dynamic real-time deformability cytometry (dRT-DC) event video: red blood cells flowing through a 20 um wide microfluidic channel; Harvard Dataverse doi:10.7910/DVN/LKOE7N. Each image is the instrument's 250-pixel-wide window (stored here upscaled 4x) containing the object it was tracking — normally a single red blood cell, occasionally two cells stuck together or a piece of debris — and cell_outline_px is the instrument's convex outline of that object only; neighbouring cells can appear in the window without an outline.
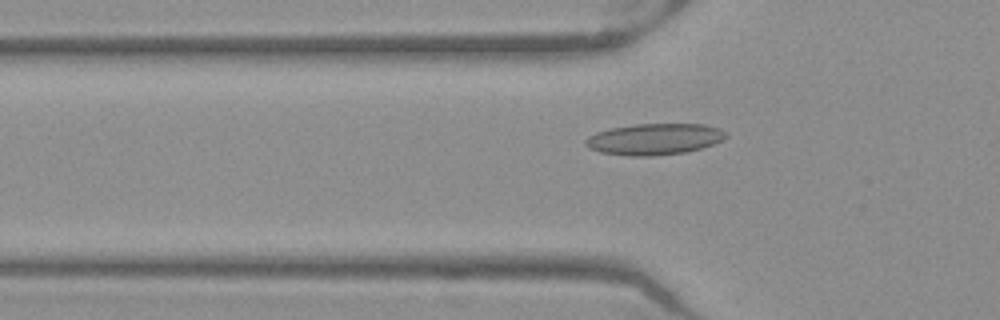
{"species": "Egyptian fruit bat (a non-hibernating species)", "species_latin": "Rousettus aegyptiacus", "temperature_condition": "warm", "stored_images_in_passage": 51, "camera_frame_rate_fps": 3000, "um_per_image_px": 0.085, "frame": {"image": 1, "passage_image": 17, "time_ms": 5.333, "image_size_px": [1000, 320], "cell_outline_px": [[728, 136], [724, 140], [700, 148], [684, 152], [652, 156], [628, 156], [600, 152], [588, 148], [584, 144], [584, 140], [588, 136], [596, 132], [608, 128], [632, 124], [704, 124], [720, 128], [728, 132]], "centroid_in_image_um": [55.61, 11.82], "position_along_channel_um": 70.2, "area_um2": 25.89}}
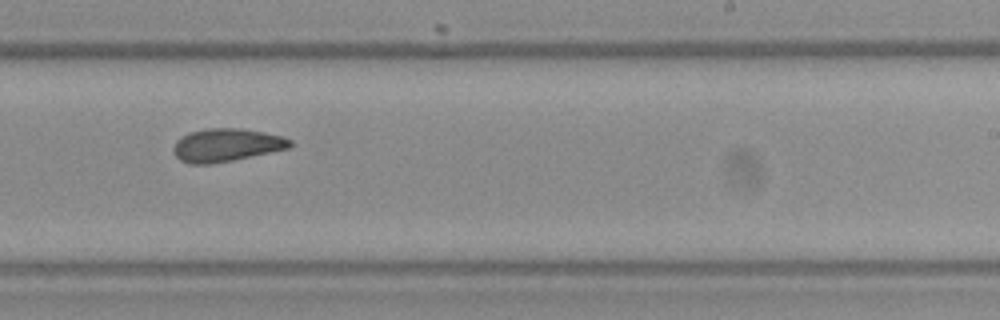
{"frame": {"image": 2, "passage_image": 32, "time_ms": 10.333, "image_size_px": [1000, 320], "cell_outline_px": [[292, 144], [288, 148], [232, 160], [212, 164], [188, 164], [180, 160], [172, 152], [172, 148], [176, 140], [188, 132], [208, 128], [240, 128], [264, 132], [280, 136], [292, 140]], "centroid_in_image_um": [19.18, 12.33], "position_along_channel_um": 269.8, "area_um2": 22.43}}
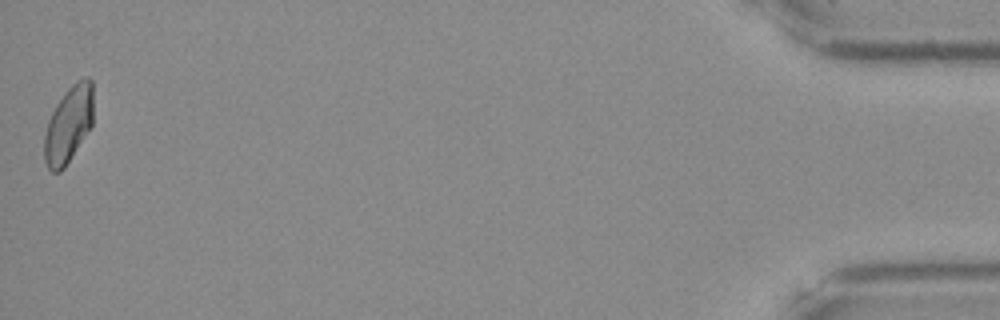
{"frame": {"image": 3, "passage_image": 51, "time_ms": 16.667, "image_size_px": [1000, 320], "cell_outline_px": [[92, 124], [64, 168], [60, 172], [52, 172], [48, 168], [44, 160], [44, 136], [48, 120], [56, 104], [68, 88], [76, 80], [84, 76], [88, 76], [92, 80]], "centroid_in_image_um": [5.81, 10.56], "position_along_channel_um": 429.4, "area_um2": 21.73}, "authors_computed_cell_mechanics": {"area_um2": 22.7732, "velocity_mm_per_s": 3.9818, "shape_relaxation_time_tau1_ms": null, "shape_relaxation_time_tau2_ms": 2.5964, "deformation_change_tau1": null, "deformation_change_tau2": 0.0883}}